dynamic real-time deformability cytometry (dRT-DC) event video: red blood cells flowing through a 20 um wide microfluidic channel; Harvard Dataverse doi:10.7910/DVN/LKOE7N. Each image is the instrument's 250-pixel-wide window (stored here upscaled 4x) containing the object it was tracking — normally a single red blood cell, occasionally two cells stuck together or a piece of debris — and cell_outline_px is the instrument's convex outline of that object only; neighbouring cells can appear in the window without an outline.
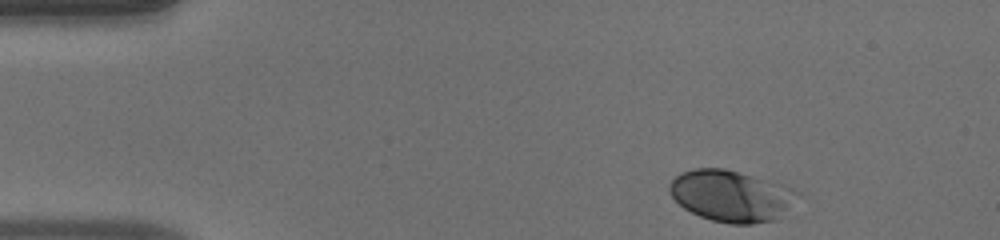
{"species": "human", "species_latin": "Homo sapiens", "temperature_condition": "warm", "stored_images_in_passage": 46, "camera_frame_rate_fps": 3000, "um_per_image_px": 0.085, "donor": {"sex": "male"}, "frame": {"image": 1, "passage_image": 1, "time_ms": 0.0, "image_size_px": [1000, 240], "cell_outline_px": [[808, 196], [776, 220], [752, 224], [728, 224], [712, 220], [700, 216], [684, 208], [668, 192], [668, 184], [680, 172], [692, 168], [724, 168], [740, 172], [780, 184], [804, 192]], "centroid_in_image_um": [62.27, 16.66], "position_along_channel_um": 22.7, "area_um2": 39.3}}
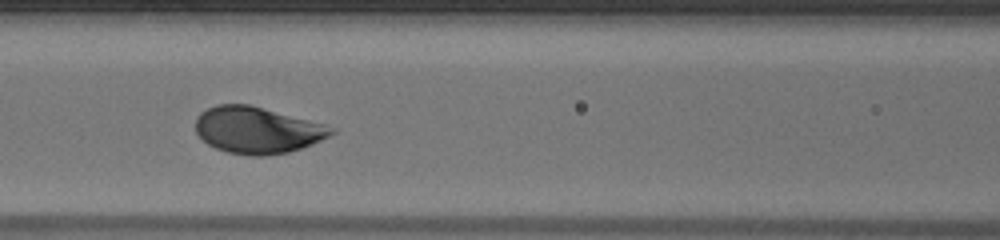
{"frame": {"image": 2, "passage_image": 17, "time_ms": 5.333, "image_size_px": [1000, 240], "cell_outline_px": [[336, 132], [320, 140], [300, 148], [288, 152], [264, 156], [252, 156], [228, 152], [216, 148], [208, 144], [196, 132], [196, 116], [200, 112], [216, 104], [248, 104], [324, 124], [336, 128]], "centroid_in_image_um": [21.84, 11.05], "position_along_channel_um": 144.8, "area_um2": 36.53}}
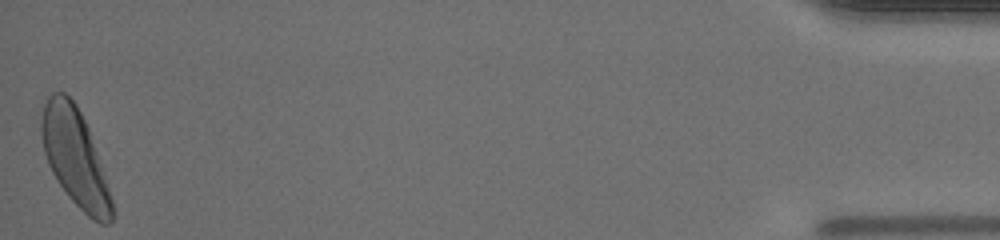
{"frame": {"image": 3, "passage_image": 46, "time_ms": 15.0, "image_size_px": [1000, 240], "cell_outline_px": [[116, 212], [112, 220], [108, 224], [100, 224], [92, 220], [68, 196], [52, 172], [48, 164], [44, 152], [40, 132], [40, 120], [44, 104], [48, 96], [52, 92], [64, 92], [76, 104], [88, 128]], "centroid_in_image_um": [6.36, 13.4], "position_along_channel_um": 428.8, "area_um2": 39.54}, "authors_computed_cell_mechanics": {"area_um2": 37.281, "velocity_mm_per_s": 3.9153, "shape_relaxation_time_tau1_ms": 1.8345, "shape_relaxation_time_tau2_ms": null, "deformation_change_tau1": 0.1238, "deformation_change_tau2": null}}